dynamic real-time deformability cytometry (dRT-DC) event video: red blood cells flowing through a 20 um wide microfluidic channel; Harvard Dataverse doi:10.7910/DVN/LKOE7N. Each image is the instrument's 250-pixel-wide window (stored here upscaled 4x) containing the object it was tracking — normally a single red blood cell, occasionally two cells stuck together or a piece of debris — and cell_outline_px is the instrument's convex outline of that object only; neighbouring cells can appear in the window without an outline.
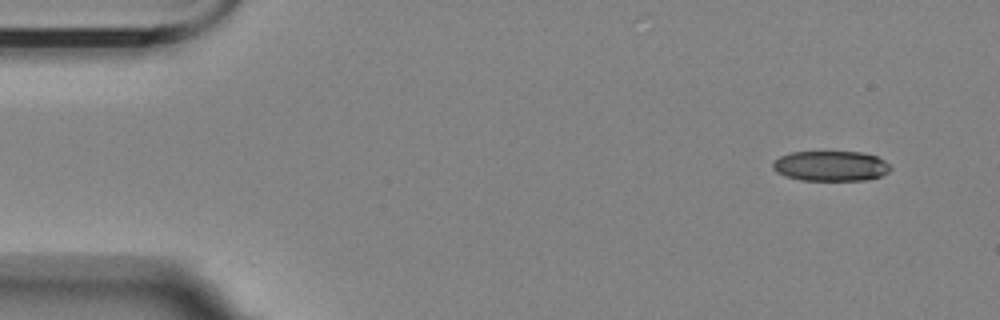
{"species": "Egyptian fruit bat (a non-hibernating species)", "species_latin": "Rousettus aegyptiacus", "temperature_condition": "room temperature", "stored_images_in_passage": 6, "camera_frame_rate_fps": 3000, "um_per_image_px": 0.085, "animal": {"sex": "female"}, "frame": {"image": 1, "passage_image": 1, "time_ms": 0.0, "image_size_px": [1000, 320], "cell_outline_px": [[892, 168], [888, 172], [880, 176], [864, 180], [800, 180], [784, 176], [776, 172], [772, 168], [772, 164], [780, 156], [792, 152], [860, 152], [876, 156], [884, 160]], "centroid_in_image_um": [70.59, 14.11], "position_along_channel_um": 14.4, "area_um2": 20.63}}
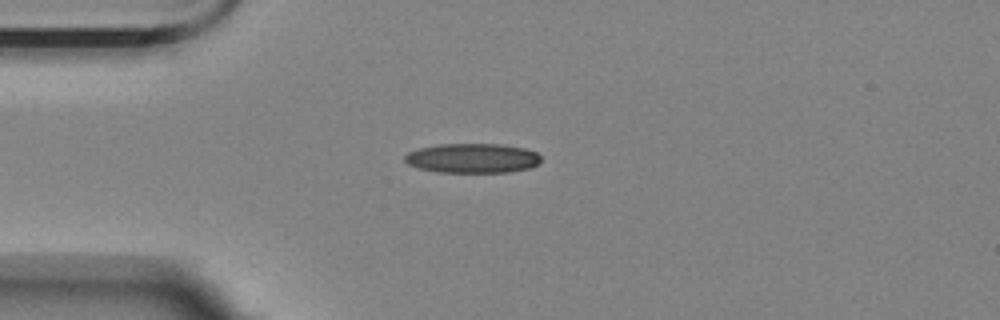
{"frame": {"image": 2, "passage_image": 4, "time_ms": 3.333, "image_size_px": [1000, 320], "cell_outline_px": [[540, 164], [532, 168], [508, 172], [436, 172], [420, 168], [408, 164], [404, 160], [404, 156], [408, 152], [420, 148], [440, 144], [500, 144], [524, 148], [536, 152], [540, 156]], "centroid_in_image_um": [40.18, 13.45], "position_along_channel_um": 44.8, "area_um2": 23.52}}
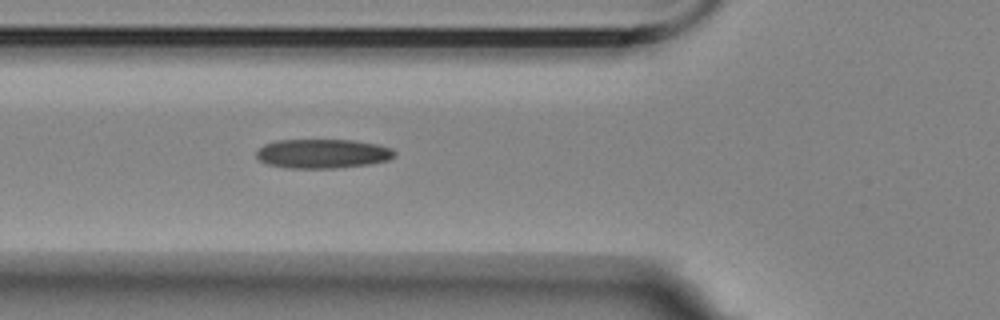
{"frame": {"image": 3, "passage_image": 6, "time_ms": 5.333, "image_size_px": [1000, 320], "cell_outline_px": [[396, 156], [388, 160], [368, 164], [332, 168], [288, 168], [268, 164], [260, 160], [256, 156], [256, 152], [264, 144], [276, 140], [352, 140], [376, 144], [392, 148], [396, 152]], "centroid_in_image_um": [27.43, 13.05], "position_along_channel_um": 98.4, "area_um2": 23.47}}